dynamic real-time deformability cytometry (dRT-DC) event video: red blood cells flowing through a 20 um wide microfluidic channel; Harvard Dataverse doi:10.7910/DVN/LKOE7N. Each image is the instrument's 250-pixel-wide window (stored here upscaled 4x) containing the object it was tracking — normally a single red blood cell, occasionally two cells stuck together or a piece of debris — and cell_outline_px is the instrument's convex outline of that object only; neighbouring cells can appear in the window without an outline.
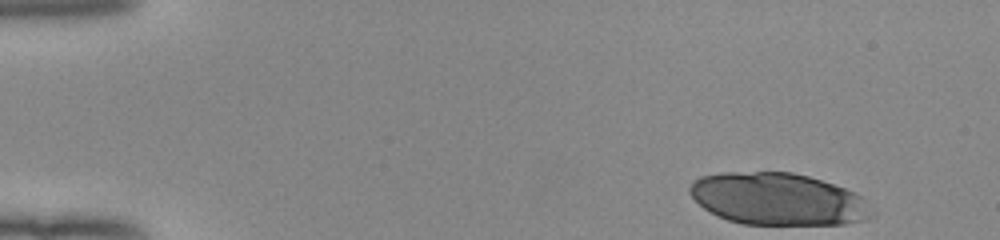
{"species": "human", "species_latin": "Homo sapiens", "temperature_condition": "room temperature", "stored_images_in_passage": 45, "camera_frame_rate_fps": 3000, "um_per_image_px": 0.085, "donor": {"sex": "female"}, "frame": {"image": 1, "passage_image": 1, "time_ms": 0.0, "image_size_px": [1000, 240], "cell_outline_px": [[876, 216], [864, 220], [844, 224], [740, 224], [716, 216], [704, 208], [688, 192], [688, 188], [700, 176], [724, 172], [792, 172], [808, 176], [844, 188], [860, 196], [876, 212]], "centroid_in_image_um": [66.13, 16.93], "position_along_channel_um": 18.9, "area_um2": 55.26}}
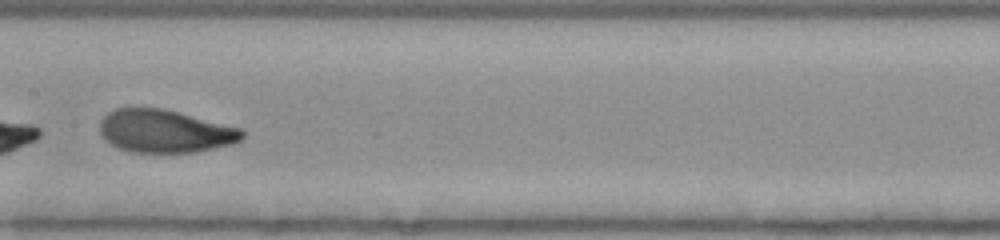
{"frame": {"image": 2, "passage_image": 24, "time_ms": 7.667, "image_size_px": [1000, 240], "cell_outline_px": [[244, 136], [240, 140], [232, 144], [196, 152], [132, 152], [120, 148], [104, 140], [100, 132], [100, 120], [108, 112], [116, 108], [164, 108], [244, 128]], "centroid_in_image_um": [14.05, 11.14], "position_along_channel_um": 193.4, "area_um2": 35.84}}
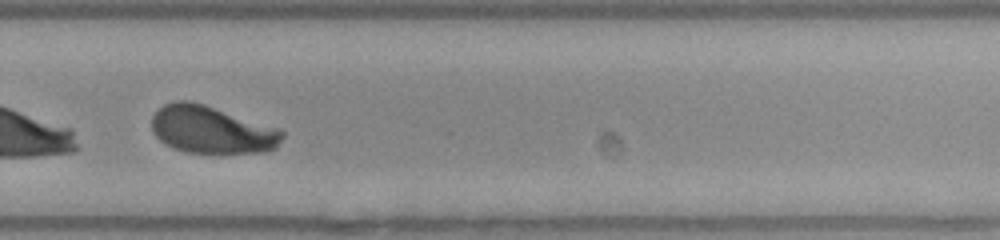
{"frame": {"image": 3, "passage_image": 33, "time_ms": 10.667, "image_size_px": [1000, 240], "cell_outline_px": [[284, 136], [276, 148], [264, 152], [188, 152], [172, 148], [164, 144], [152, 132], [152, 116], [164, 104], [176, 100], [188, 100], [204, 104], [280, 128], [284, 132]], "centroid_in_image_um": [17.99, 11.02], "position_along_channel_um": 311.8, "area_um2": 36.13}, "authors_computed_cell_mechanics": {"area_um2": 36.9342, "velocity_mm_per_s": 3.9512, "shape_relaxation_time_tau1_ms": 2.8663, "shape_relaxation_time_tau2_ms": 0.9817, "deformation_change_tau1": 0.1651, "deformation_change_tau2": 0.0524}}